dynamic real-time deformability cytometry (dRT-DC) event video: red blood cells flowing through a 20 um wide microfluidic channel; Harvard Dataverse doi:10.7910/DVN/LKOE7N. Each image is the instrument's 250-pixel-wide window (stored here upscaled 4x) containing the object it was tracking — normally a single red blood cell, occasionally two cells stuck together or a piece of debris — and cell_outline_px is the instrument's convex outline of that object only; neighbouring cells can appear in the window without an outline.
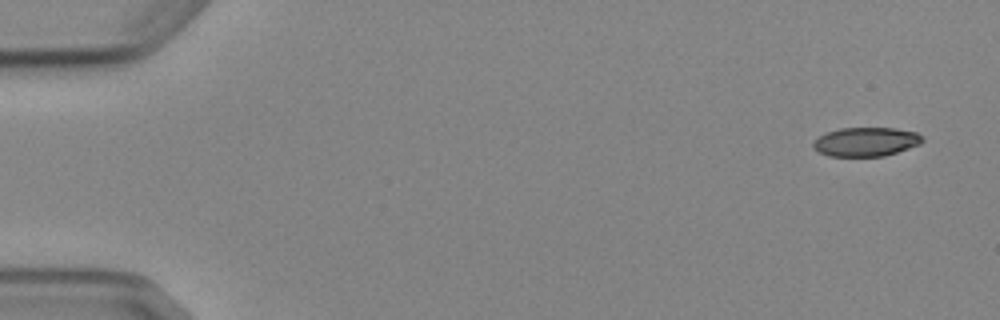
{"species": "Egyptian fruit bat (a non-hibernating species)", "species_latin": "Rousettus aegyptiacus", "temperature_condition": "cold", "stored_images_in_passage": 6, "camera_frame_rate_fps": 3000, "um_per_image_px": 0.085, "animal": {"sex": "female"}, "frame": {"image": 1, "passage_image": 1, "time_ms": 0.0, "image_size_px": [1000, 320], "cell_outline_px": [[924, 140], [920, 144], [884, 156], [828, 156], [812, 148], [812, 144], [824, 132], [840, 128], [896, 128], [916, 132], [924, 136]], "centroid_in_image_um": [73.61, 12.04], "position_along_channel_um": 11.4, "area_um2": 18.5}}
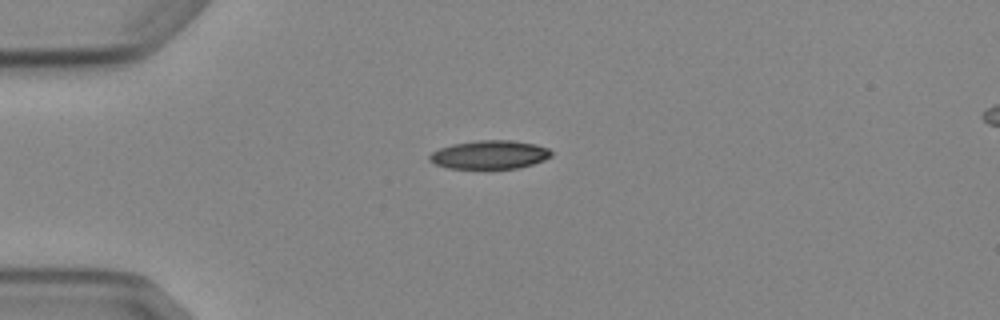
{"frame": {"image": 2, "passage_image": 4, "time_ms": 3.667, "image_size_px": [1000, 320], "cell_outline_px": [[552, 156], [544, 160], [532, 164], [516, 168], [484, 172], [448, 168], [436, 164], [428, 160], [428, 156], [432, 152], [440, 148], [452, 144], [476, 140], [512, 140], [536, 144], [548, 148], [552, 152]], "centroid_in_image_um": [41.59, 13.19], "position_along_channel_um": 43.4, "area_um2": 21.21}}
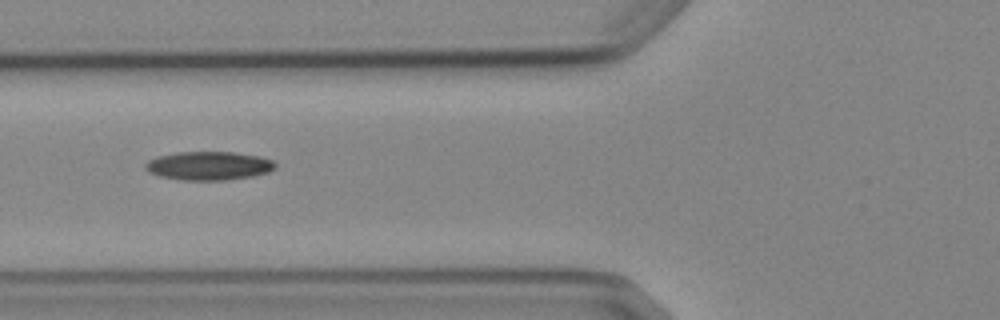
{"frame": {"image": 3, "passage_image": 6, "time_ms": 6.0, "image_size_px": [1000, 320], "cell_outline_px": [[276, 168], [268, 172], [252, 176], [224, 180], [180, 180], [160, 176], [148, 172], [144, 168], [144, 164], [148, 160], [156, 156], [176, 152], [232, 152], [256, 156], [272, 160], [276, 164]], "centroid_in_image_um": [17.69, 14.09], "position_along_channel_um": 108.1, "area_um2": 21.68}}